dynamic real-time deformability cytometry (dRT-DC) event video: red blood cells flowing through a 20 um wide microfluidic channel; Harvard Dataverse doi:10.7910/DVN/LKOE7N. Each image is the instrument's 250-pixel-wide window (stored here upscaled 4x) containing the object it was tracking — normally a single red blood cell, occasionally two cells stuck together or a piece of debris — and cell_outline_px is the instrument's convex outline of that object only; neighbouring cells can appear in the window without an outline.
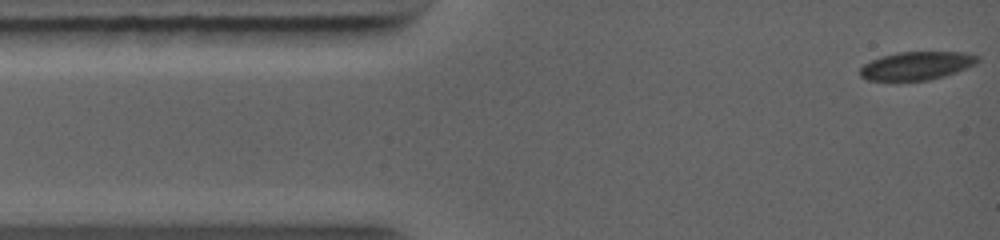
{"species": "common noctule bat (a hibernating species)", "species_latin": "Nyctalus noctula", "temperature_condition": "warm", "stored_images_in_passage": 33, "camera_frame_rate_fps": 5000, "um_per_image_px": 0.085, "animal": {"sex": "female", "body_mass_g": 19.0, "forearm_length_mm": 56.7}, "frame": {"image": 1, "passage_image": 1, "time_ms": 0.0, "image_size_px": [1000, 240], "cell_outline_px": [[980, 60], [964, 68], [944, 76], [928, 80], [868, 80], [860, 76], [860, 68], [864, 64], [880, 56], [896, 52], [968, 52], [980, 56]], "centroid_in_image_um": [77.89, 5.57], "position_along_channel_um": 7.1, "area_um2": 19.19}}
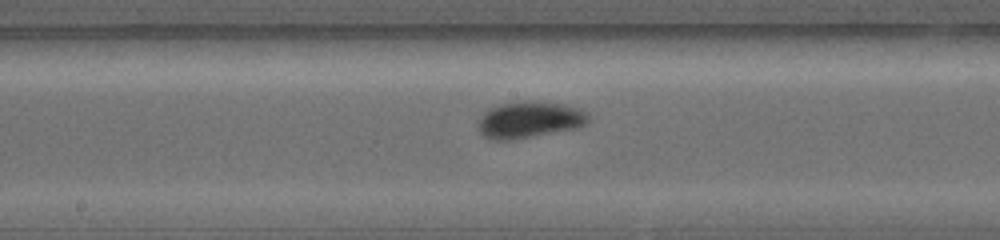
{"frame": {"image": 2, "passage_image": 15, "time_ms": 5.6, "image_size_px": [1000, 240], "cell_outline_px": [[588, 120], [580, 128], [512, 140], [492, 140], [484, 136], [480, 132], [476, 124], [484, 112], [500, 104], [528, 100], [564, 104], [588, 112]], "centroid_in_image_um": [44.99, 10.19], "position_along_channel_um": 203.2, "area_um2": 23.58}}
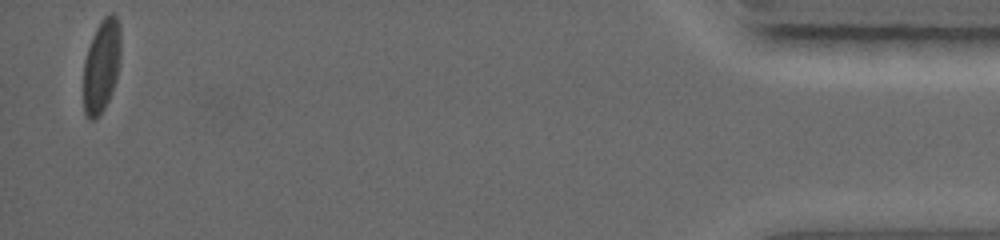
{"frame": {"image": 3, "passage_image": 33, "time_ms": 12.8, "image_size_px": [1000, 240], "cell_outline_px": [[120, 56], [116, 76], [108, 100], [100, 116], [92, 120], [88, 120], [84, 112], [84, 60], [92, 36], [100, 20], [104, 16], [112, 12], [116, 16], [120, 24]], "centroid_in_image_um": [8.62, 5.57], "position_along_channel_um": 426.6, "area_um2": 20.17}}